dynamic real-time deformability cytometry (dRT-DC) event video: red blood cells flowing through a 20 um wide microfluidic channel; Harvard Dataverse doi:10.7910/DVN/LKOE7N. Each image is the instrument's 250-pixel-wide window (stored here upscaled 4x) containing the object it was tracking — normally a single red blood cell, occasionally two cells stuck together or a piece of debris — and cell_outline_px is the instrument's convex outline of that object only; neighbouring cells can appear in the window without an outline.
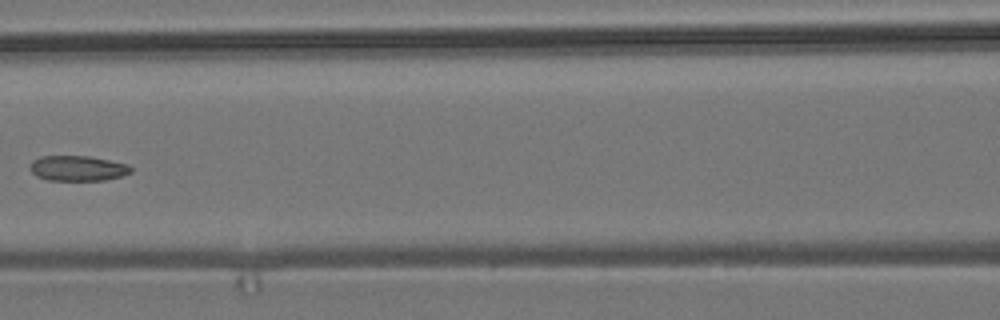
{"species": "common noctule bat (a hibernating species)", "species_latin": "Nyctalus noctula", "temperature_condition": "room temperature", "stored_images_in_passage": 8, "camera_frame_rate_fps": 3000, "um_per_image_px": 0.085, "animal": {"sex": "male", "body_mass_g": 19.2, "forearm_length_mm": 51.8}, "frame": {"image": 1, "passage_image": 7, "time_ms": 8.0, "image_size_px": [1000, 320], "cell_outline_px": [[132, 172], [120, 176], [104, 180], [48, 180], [36, 176], [28, 168], [32, 160], [40, 156], [88, 156], [128, 164], [132, 168]], "centroid_in_image_um": [6.57, 14.3], "position_along_channel_um": 160.0, "area_um2": 14.85}}
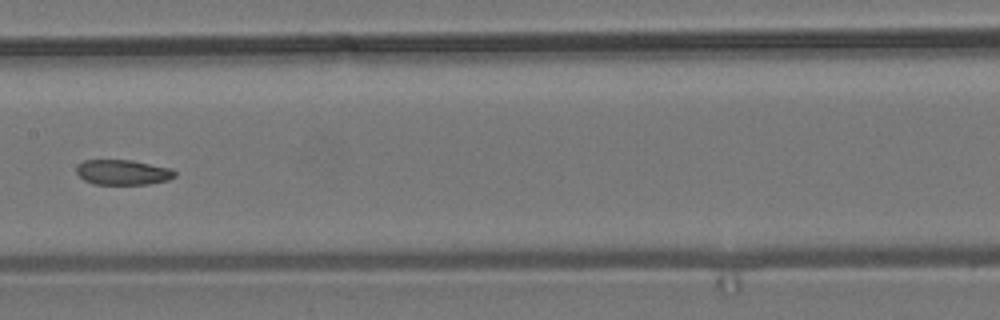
{"frame": {"image": 2, "passage_image": 8, "time_ms": 9.0, "image_size_px": [1000, 320], "cell_outline_px": [[176, 176], [168, 180], [148, 184], [92, 184], [84, 180], [76, 172], [76, 168], [84, 160], [132, 160], [172, 168], [176, 172]], "centroid_in_image_um": [10.47, 14.64], "position_along_channel_um": 196.9, "area_um2": 14.45}}